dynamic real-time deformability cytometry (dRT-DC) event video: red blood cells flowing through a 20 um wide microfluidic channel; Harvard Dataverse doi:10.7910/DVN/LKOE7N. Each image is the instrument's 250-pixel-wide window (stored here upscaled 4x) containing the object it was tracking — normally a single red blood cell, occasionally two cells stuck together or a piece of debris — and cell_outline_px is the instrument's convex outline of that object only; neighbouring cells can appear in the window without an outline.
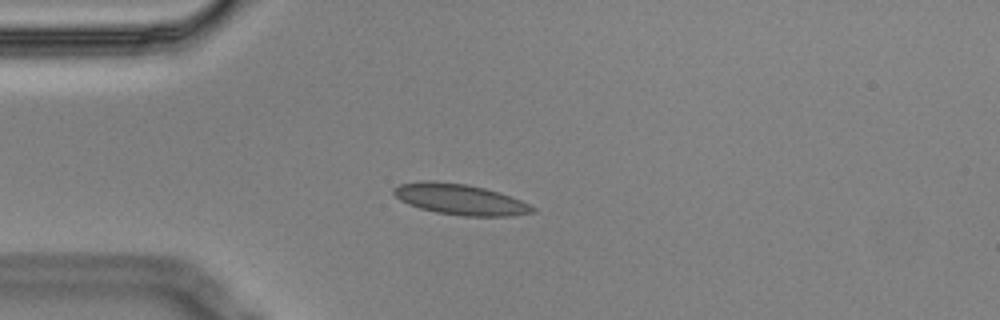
{"species": "Egyptian fruit bat (a non-hibernating species)", "species_latin": "Rousettus aegyptiacus", "temperature_condition": "cold", "stored_images_in_passage": 11, "camera_frame_rate_fps": 3000, "um_per_image_px": 0.085, "animal": {"sex": "male"}, "frame": {"image": 1, "passage_image": 4, "time_ms": 1.0, "image_size_px": [1000, 320], "cell_outline_px": [[536, 212], [512, 216], [464, 216], [436, 212], [420, 208], [408, 204], [400, 200], [392, 192], [392, 188], [400, 184], [424, 180], [432, 180], [464, 184], [484, 188], [500, 192], [512, 196], [536, 208]], "centroid_in_image_um": [39.11, 16.94], "position_along_channel_um": 45.9, "area_um2": 24.97}}
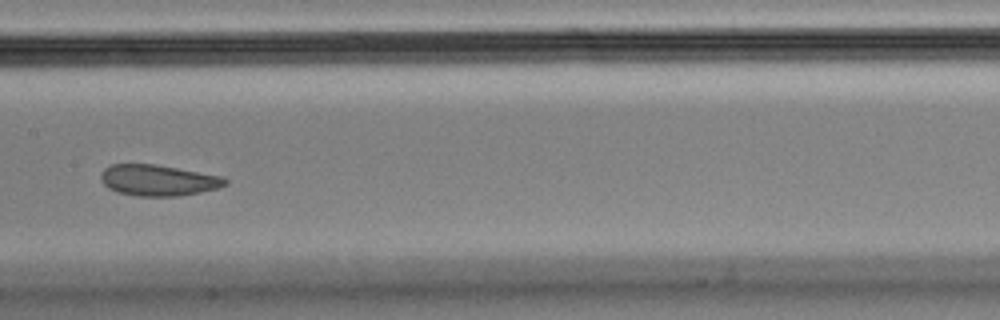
{"frame": {"image": 2, "passage_image": 8, "time_ms": 2.333, "image_size_px": [1000, 320], "cell_outline_px": [[228, 184], [220, 188], [200, 192], [176, 196], [136, 196], [116, 192], [108, 188], [100, 180], [100, 176], [104, 168], [112, 164], [156, 164], [224, 176], [228, 180]], "centroid_in_image_um": [13.46, 15.32], "position_along_channel_um": 193.9, "area_um2": 22.77}}
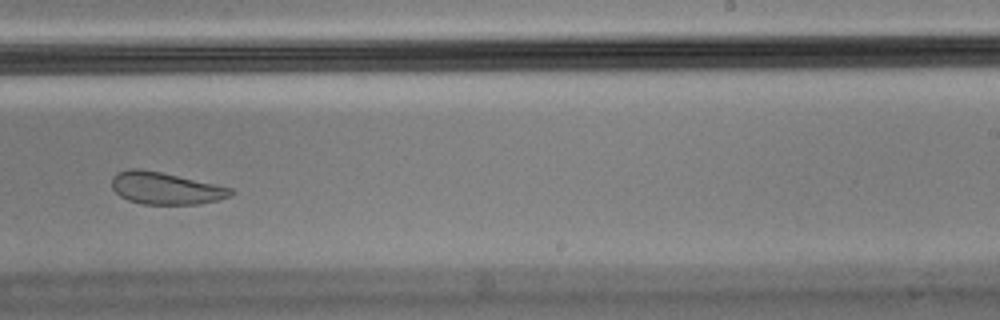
{"frame": {"image": 3, "passage_image": 10, "time_ms": 3.0, "image_size_px": [1000, 320], "cell_outline_px": [[236, 192], [232, 196], [200, 204], [144, 204], [128, 200], [120, 196], [112, 188], [112, 176], [116, 172], [128, 168], [140, 168], [160, 172], [232, 188]], "centroid_in_image_um": [14.05, 16.0], "position_along_channel_um": 274.9, "area_um2": 22.25}}